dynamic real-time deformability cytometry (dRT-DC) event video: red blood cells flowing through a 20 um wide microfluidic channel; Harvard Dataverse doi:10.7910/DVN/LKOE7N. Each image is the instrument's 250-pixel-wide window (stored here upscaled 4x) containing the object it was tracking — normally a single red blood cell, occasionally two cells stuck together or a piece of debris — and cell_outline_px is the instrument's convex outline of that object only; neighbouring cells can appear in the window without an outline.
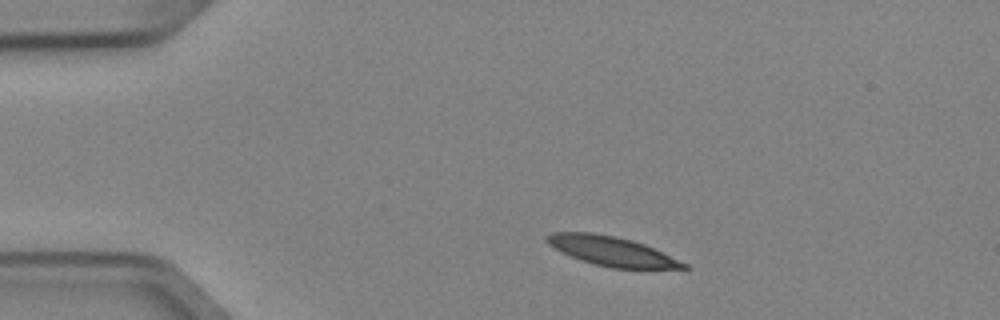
{"species": "Egyptian fruit bat (a non-hibernating species)", "species_latin": "Rousettus aegyptiacus", "temperature_condition": "cold", "stored_images_in_passage": 4, "camera_frame_rate_fps": 3000, "um_per_image_px": 0.085, "animal": {"sex": "female"}, "frame": {"image": 1, "passage_image": 1, "time_ms": 0.0, "image_size_px": [1000, 320], "cell_outline_px": [[692, 268], [612, 268], [580, 260], [560, 252], [548, 244], [544, 240], [544, 236], [548, 232], [592, 232], [616, 236], [632, 240], [644, 244], [688, 264]], "centroid_in_image_um": [51.92, 21.33], "position_along_channel_um": 33.1, "area_um2": 23.41}}
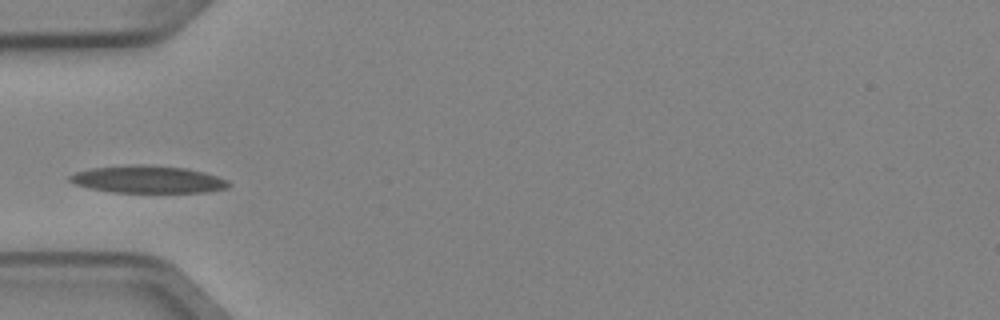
{"frame": {"image": 2, "passage_image": 3, "time_ms": 0.667, "image_size_px": [1000, 320], "cell_outline_px": [[232, 184], [228, 188], [208, 192], [112, 192], [88, 188], [72, 184], [68, 180], [68, 176], [76, 172], [92, 168], [132, 164], [148, 164], [188, 168], [204, 172], [228, 180]], "centroid_in_image_um": [12.57, 15.24], "position_along_channel_um": 72.4, "area_um2": 25.66}}
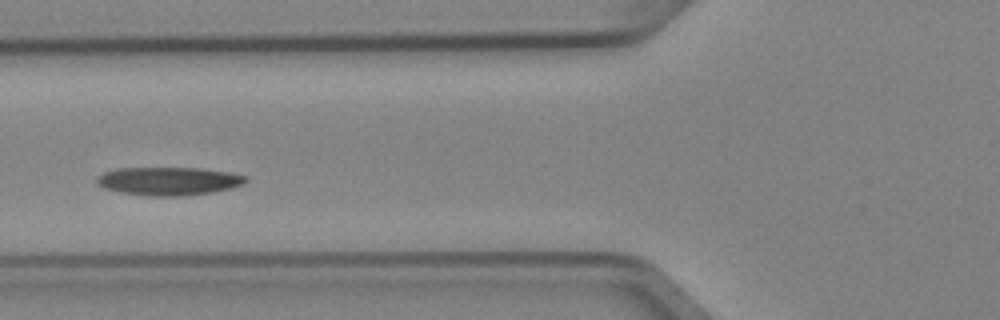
{"frame": {"image": 3, "passage_image": 4, "time_ms": 1.0, "image_size_px": [1000, 320], "cell_outline_px": [[248, 180], [244, 184], [232, 188], [212, 192], [184, 196], [148, 196], [120, 192], [104, 188], [96, 180], [96, 176], [104, 172], [120, 168], [200, 168], [232, 172], [248, 176]], "centroid_in_image_um": [14.39, 15.39], "position_along_channel_um": 111.4, "area_um2": 24.68}}